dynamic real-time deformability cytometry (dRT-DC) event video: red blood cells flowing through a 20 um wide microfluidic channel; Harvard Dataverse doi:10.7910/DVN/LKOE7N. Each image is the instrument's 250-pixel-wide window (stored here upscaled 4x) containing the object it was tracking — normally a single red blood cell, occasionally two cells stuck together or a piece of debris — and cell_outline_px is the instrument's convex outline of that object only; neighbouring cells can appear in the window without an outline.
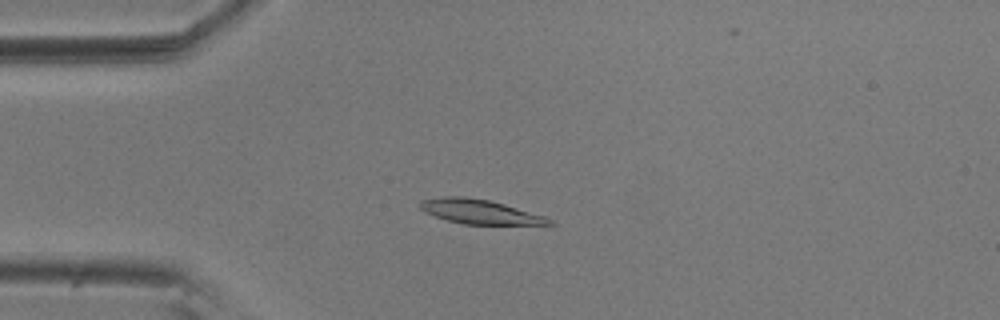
{"species": "common noctule bat (a hibernating species)", "species_latin": "Nyctalus noctula", "temperature_condition": "room temperature", "stored_images_in_passage": 57, "camera_frame_rate_fps": 3000, "um_per_image_px": 0.085, "animal": {"sex": "male", "body_mass_g": 20.5, "forearm_length_mm": 52.5}, "frame": {"image": 1, "passage_image": 14, "time_ms": 4.333, "image_size_px": [1000, 320], "cell_outline_px": [[556, 224], [464, 224], [448, 220], [424, 212], [420, 208], [420, 200], [444, 196], [464, 196], [488, 200], [504, 204], [544, 216], [552, 220]], "centroid_in_image_um": [40.74, 17.98], "position_along_channel_um": 44.3, "area_um2": 18.03}}
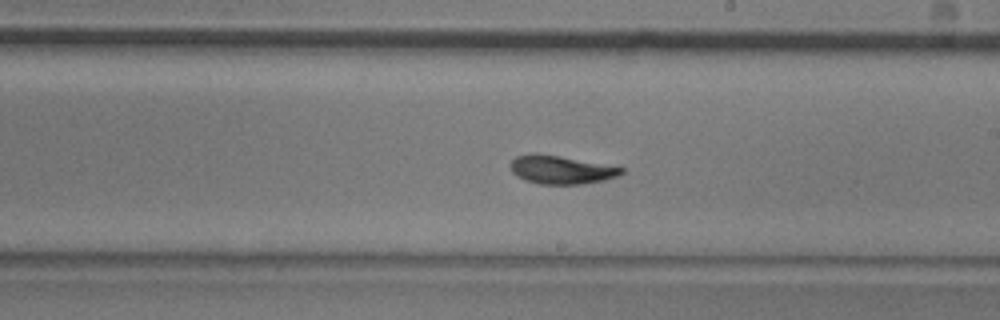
{"frame": {"image": 2, "passage_image": 32, "time_ms": 10.333, "image_size_px": [1000, 320], "cell_outline_px": [[624, 172], [620, 176], [604, 180], [584, 184], [540, 184], [524, 180], [516, 176], [512, 172], [512, 160], [516, 156], [528, 152], [536, 152], [560, 156], [624, 168]], "centroid_in_image_um": [47.68, 14.42], "position_along_channel_um": 241.3, "area_um2": 18.44}}
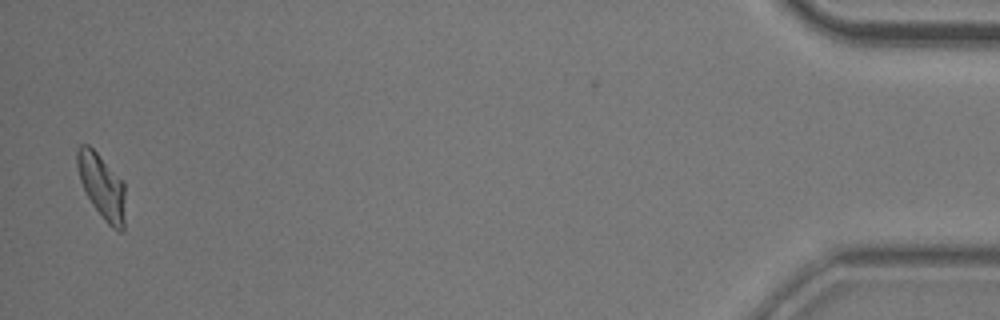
{"frame": {"image": 3, "passage_image": 55, "time_ms": 18.0, "image_size_px": [1000, 320], "cell_outline_px": [[124, 228], [120, 232], [112, 228], [104, 220], [92, 204], [80, 180], [76, 164], [76, 152], [80, 144], [88, 144], [124, 180]], "centroid_in_image_um": [8.66, 15.82], "position_along_channel_um": 426.5, "area_um2": 18.15}, "authors_computed_cell_mechanics": {"area_um2": 18.3804, "velocity_mm_per_s": 3.5859, "shape_relaxation_time_tau1_ms": 4.0035, "shape_relaxation_time_tau2_ms": 2.3543, "deformation_change_tau1": 0.1519, "deformation_change_tau2": 0.0778}}